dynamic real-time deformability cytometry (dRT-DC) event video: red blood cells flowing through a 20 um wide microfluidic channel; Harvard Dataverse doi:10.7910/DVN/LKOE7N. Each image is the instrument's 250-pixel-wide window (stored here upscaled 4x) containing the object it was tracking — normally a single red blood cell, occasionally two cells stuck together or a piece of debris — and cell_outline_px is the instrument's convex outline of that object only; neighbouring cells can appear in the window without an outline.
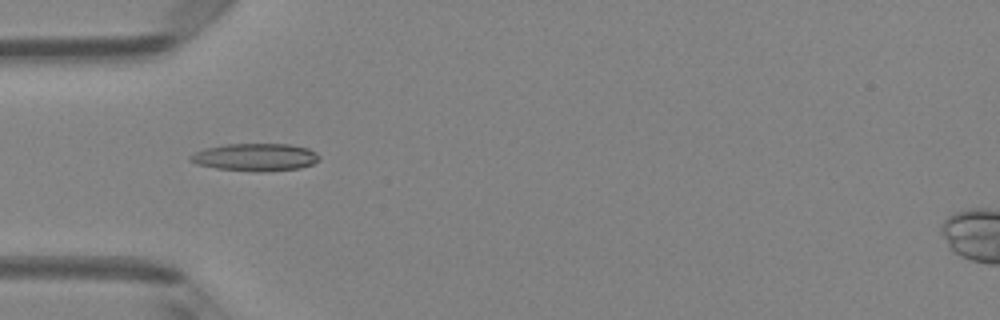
{"species": "Egyptian fruit bat (a non-hibernating species)", "species_latin": "Rousettus aegyptiacus", "temperature_condition": "room temperature", "stored_images_in_passage": 3, "camera_frame_rate_fps": 3000, "um_per_image_px": 0.085, "animal": {"sex": "female"}, "frame": {"image": 1, "passage_image": 1, "time_ms": 0.0, "image_size_px": [1000, 320], "cell_outline_px": [[320, 160], [312, 164], [300, 168], [260, 172], [216, 168], [196, 164], [188, 160], [188, 156], [204, 148], [224, 144], [292, 144], [308, 148], [316, 152], [320, 156]], "centroid_in_image_um": [21.71, 13.35], "position_along_channel_um": 63.3, "area_um2": 20.87}}
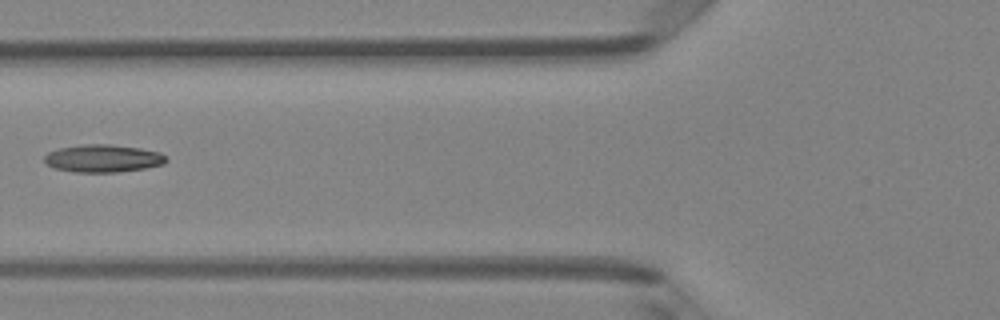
{"frame": {"image": 2, "passage_image": 2, "time_ms": 0.333, "image_size_px": [1000, 320], "cell_outline_px": [[168, 160], [164, 164], [144, 168], [116, 172], [72, 172], [56, 168], [48, 164], [44, 160], [44, 156], [48, 152], [60, 148], [84, 144], [112, 144], [140, 148], [160, 152]], "centroid_in_image_um": [8.76, 13.46], "position_along_channel_um": 117.0, "area_um2": 19.54}}
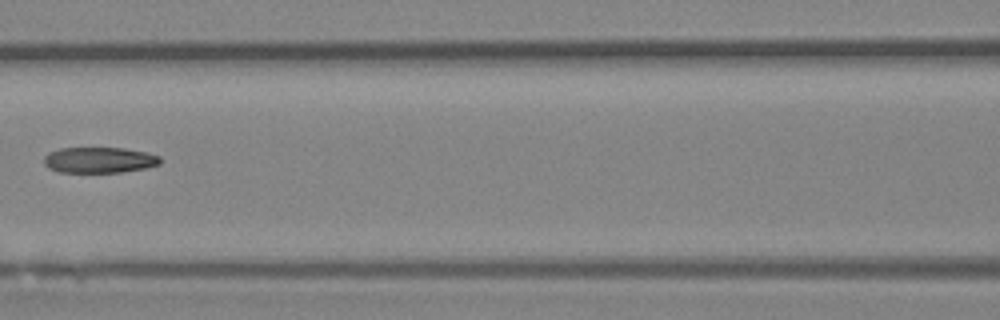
{"frame": {"image": 3, "passage_image": 3, "time_ms": 0.667, "image_size_px": [1000, 320], "cell_outline_px": [[160, 164], [144, 168], [120, 172], [60, 172], [48, 168], [44, 164], [44, 156], [48, 152], [60, 148], [124, 148], [148, 152], [160, 156]], "centroid_in_image_um": [8.42, 13.59], "position_along_channel_um": 158.2, "area_um2": 17.51}}